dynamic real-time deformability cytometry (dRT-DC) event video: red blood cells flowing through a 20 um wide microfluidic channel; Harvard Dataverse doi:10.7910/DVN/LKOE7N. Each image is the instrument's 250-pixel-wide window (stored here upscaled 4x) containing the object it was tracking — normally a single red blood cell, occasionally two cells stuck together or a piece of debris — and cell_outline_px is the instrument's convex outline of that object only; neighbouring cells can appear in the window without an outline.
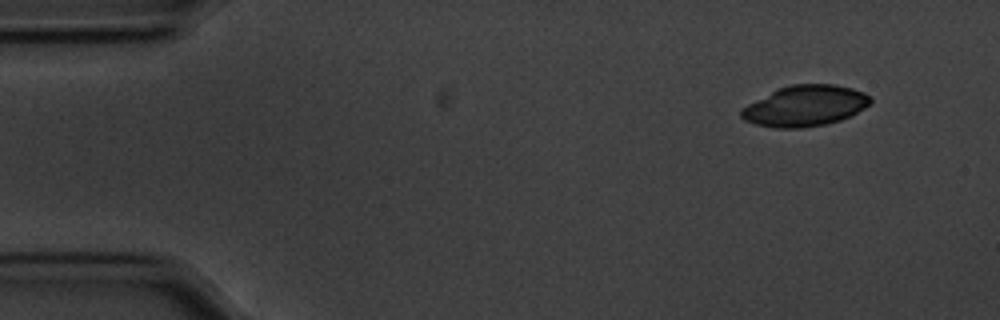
{"species": "common noctule bat (a hibernating species)", "species_latin": "Nyctalus noctula", "temperature_condition": "cold", "stored_images_in_passage": 52, "camera_frame_rate_fps": 3000, "um_per_image_px": 0.085, "animal": {"sex": "male", "body_mass_g": 20.1, "forearm_length_mm": 53.5}, "frame": {"image": 1, "passage_image": 1, "time_ms": 0.0, "image_size_px": [1000, 320], "cell_outline_px": [[872, 104], [840, 120], [824, 124], [800, 128], [776, 128], [756, 124], [744, 120], [740, 116], [740, 108], [776, 88], [792, 84], [836, 84], [852, 88], [864, 92], [872, 100]], "centroid_in_image_um": [68.4, 8.98], "position_along_channel_um": 16.6, "area_um2": 30.81}}